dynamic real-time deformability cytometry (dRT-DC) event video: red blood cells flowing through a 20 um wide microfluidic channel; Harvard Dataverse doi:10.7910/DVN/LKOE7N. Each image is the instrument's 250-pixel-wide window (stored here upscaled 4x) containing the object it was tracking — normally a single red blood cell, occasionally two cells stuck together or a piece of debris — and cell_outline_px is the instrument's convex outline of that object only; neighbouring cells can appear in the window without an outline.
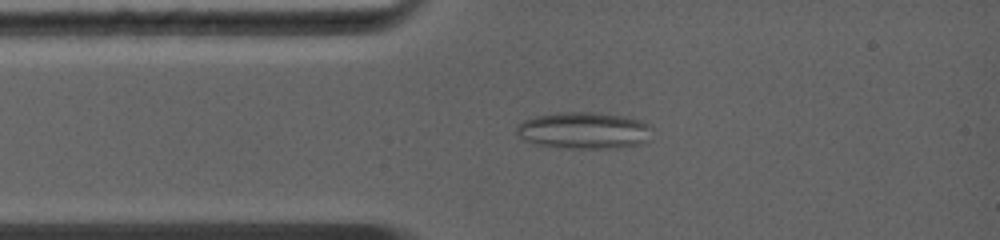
{"species": "common noctule bat (a hibernating species)", "species_latin": "Nyctalus noctula", "temperature_condition": "warm", "stored_images_in_passage": 58, "camera_frame_rate_fps": 5000, "um_per_image_px": 0.085, "animal": {"sex": "female", "body_mass_g": 19.0, "forearm_length_mm": 56.7}, "frame": {"image": 1, "passage_image": 13, "time_ms": 2.0, "image_size_px": [1000, 240], "cell_outline_px": [[652, 140], [644, 144], [616, 148], [568, 148], [532, 144], [524, 140], [516, 132], [516, 128], [524, 120], [536, 116], [560, 112], [596, 112], [624, 116], [640, 120], [648, 124], [652, 128]], "centroid_in_image_um": [49.7, 11.1], "position_along_channel_um": 35.3, "area_um2": 29.42}}
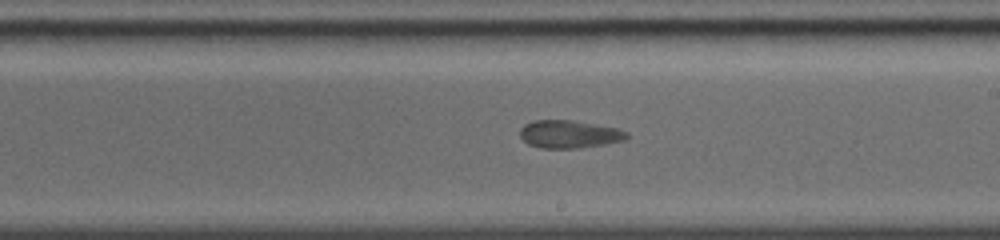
{"frame": {"image": 2, "passage_image": 41, "time_ms": 6.8, "image_size_px": [1000, 240], "cell_outline_px": [[628, 136], [624, 140], [604, 144], [576, 148], [540, 148], [528, 144], [520, 136], [520, 128], [524, 124], [532, 120], [572, 120], [596, 124], [616, 128], [628, 132]], "centroid_in_image_um": [48.35, 11.4], "position_along_channel_um": 240.6, "area_um2": 17.28}}
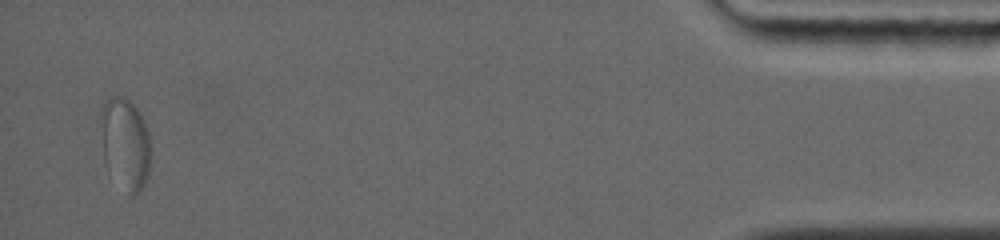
{"frame": {"image": 3, "passage_image": 58, "time_ms": 13.4, "image_size_px": [1000, 240], "cell_outline_px": [[152, 156], [148, 176], [140, 192], [132, 196], [128, 196], [104, 160], [100, 112], [100, 104], [108, 96], [124, 96], [140, 112], [148, 132], [152, 144]], "centroid_in_image_um": [10.68, 12.18], "position_along_channel_um": 424.5, "area_um2": 27.17}}